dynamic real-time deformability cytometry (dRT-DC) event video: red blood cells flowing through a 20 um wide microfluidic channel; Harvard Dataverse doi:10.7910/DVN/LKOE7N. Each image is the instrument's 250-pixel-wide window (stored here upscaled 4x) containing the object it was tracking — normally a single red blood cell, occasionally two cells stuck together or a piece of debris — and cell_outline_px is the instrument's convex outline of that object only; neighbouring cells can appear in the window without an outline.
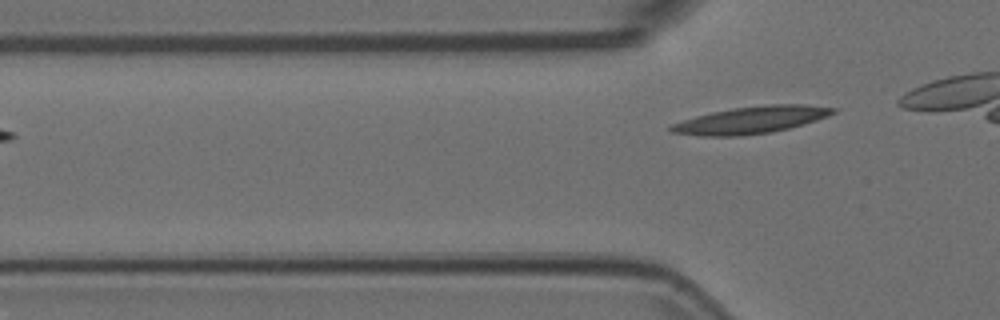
{"species": "Egyptian fruit bat (a non-hibernating species)", "species_latin": "Rousettus aegyptiacus", "temperature_condition": "room temperature", "stored_images_in_passage": 6, "camera_frame_rate_fps": 3000, "um_per_image_px": 0.085, "animal": {"sex": "female"}, "frame": {"image": 1, "passage_image": 4, "time_ms": 1.0, "image_size_px": [1000, 320], "cell_outline_px": [[836, 112], [828, 116], [804, 124], [772, 132], [740, 136], [700, 136], [672, 132], [668, 128], [672, 124], [696, 116], [712, 112], [732, 108], [768, 104], [804, 104], [836, 108]], "centroid_in_image_um": [63.86, 10.2], "position_along_channel_um": 61.9, "area_um2": 25.49}}